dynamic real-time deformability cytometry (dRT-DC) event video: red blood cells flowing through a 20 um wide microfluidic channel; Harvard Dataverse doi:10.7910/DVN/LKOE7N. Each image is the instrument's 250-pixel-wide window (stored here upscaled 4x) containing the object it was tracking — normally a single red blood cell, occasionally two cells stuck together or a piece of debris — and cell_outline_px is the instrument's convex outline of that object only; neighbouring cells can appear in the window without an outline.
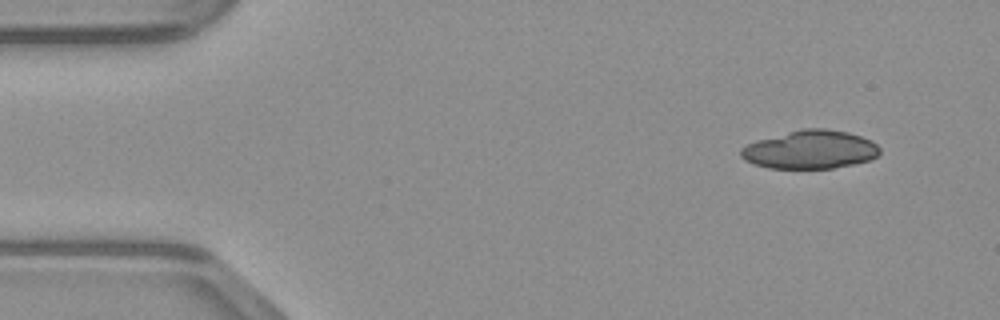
{"species": "common noctule bat (a hibernating species)", "species_latin": "Nyctalus noctula", "temperature_condition": "warm", "stored_images_in_passage": 44, "camera_frame_rate_fps": 3000, "um_per_image_px": 0.085, "animal": {"sex": "male", "body_mass_g": 23.1, "forearm_length_mm": 52.7}, "frame": {"image": 1, "passage_image": 1, "time_ms": 0.0, "image_size_px": [1000, 320], "cell_outline_px": [[880, 152], [872, 160], [832, 168], [768, 168], [752, 164], [744, 160], [740, 156], [740, 148], [756, 140], [800, 128], [824, 128], [848, 132], [872, 140], [880, 148]], "centroid_in_image_um": [68.85, 12.71], "position_along_channel_um": 16.2, "area_um2": 31.33}}